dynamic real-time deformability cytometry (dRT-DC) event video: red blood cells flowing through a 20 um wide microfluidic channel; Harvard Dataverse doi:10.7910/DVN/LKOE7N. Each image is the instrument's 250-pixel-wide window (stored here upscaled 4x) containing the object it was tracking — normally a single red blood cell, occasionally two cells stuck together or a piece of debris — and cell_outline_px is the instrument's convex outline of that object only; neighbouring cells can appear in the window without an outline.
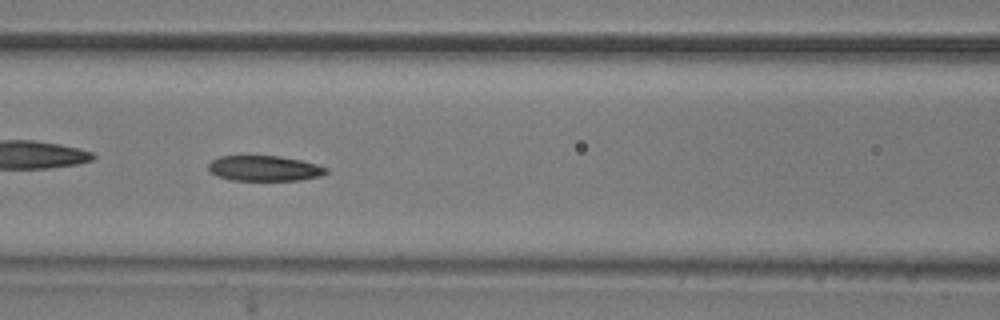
{"species": "common noctule bat (a hibernating species)", "species_latin": "Nyctalus noctula", "temperature_condition": "room temperature", "stored_images_in_passage": 53, "camera_frame_rate_fps": 3000, "um_per_image_px": 0.085, "animal": {"sex": "male", "body_mass_g": 20.5, "forearm_length_mm": 52.5}, "frame": {"image": 1, "passage_image": 23, "time_ms": 7.333, "image_size_px": [1000, 320], "cell_outline_px": [[328, 172], [320, 176], [300, 180], [228, 180], [216, 176], [208, 172], [208, 164], [212, 160], [220, 156], [280, 156], [300, 160], [316, 164], [328, 168]], "centroid_in_image_um": [22.43, 14.31], "position_along_channel_um": 144.2, "area_um2": 17.51}}
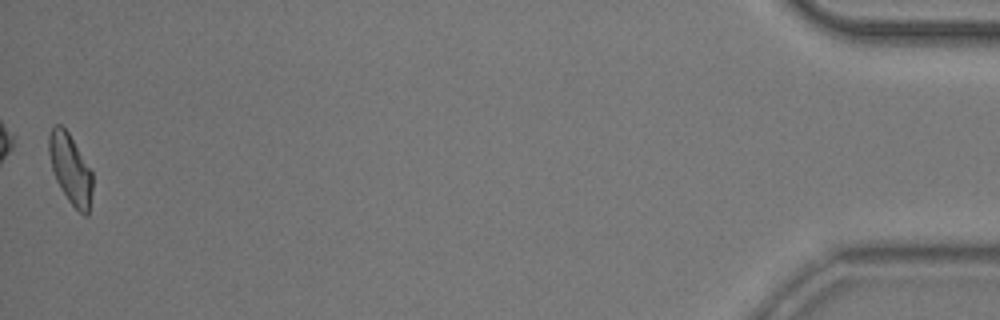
{"frame": {"image": 2, "passage_image": 53, "time_ms": 17.333, "image_size_px": [1000, 320], "cell_outline_px": [[92, 192], [88, 216], [84, 216], [68, 200], [56, 180], [52, 168], [48, 152], [48, 136], [52, 128], [56, 124], [60, 124], [68, 132], [92, 172]], "centroid_in_image_um": [5.98, 14.37], "position_along_channel_um": 429.2, "area_um2": 17.51}, "authors_computed_cell_mechanics": {"area_um2": 18.6116, "velocity_mm_per_s": 3.8047, "shape_relaxation_time_tau1_ms": 4.784, "shape_relaxation_time_tau2_ms": 3.4613, "deformation_change_tau1": 0.1511, "deformation_change_tau2": 0.1108}}